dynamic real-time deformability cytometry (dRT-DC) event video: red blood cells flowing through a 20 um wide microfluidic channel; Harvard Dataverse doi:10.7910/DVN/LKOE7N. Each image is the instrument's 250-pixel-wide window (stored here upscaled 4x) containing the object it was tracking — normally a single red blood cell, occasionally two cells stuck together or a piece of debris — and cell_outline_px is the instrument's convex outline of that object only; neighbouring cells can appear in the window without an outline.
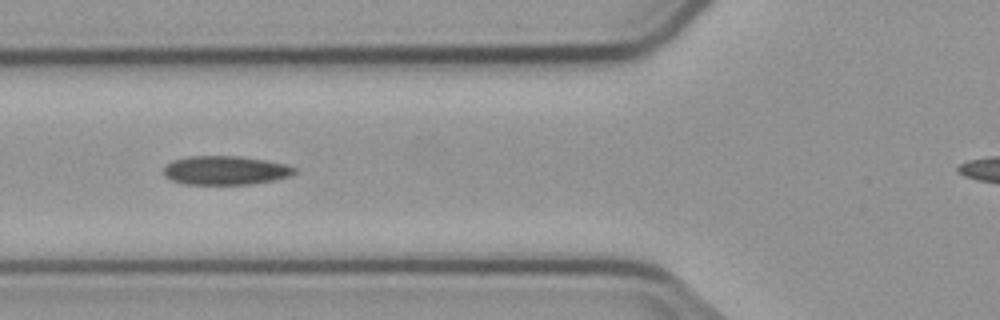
{"species": "common noctule bat (a hibernating species)", "species_latin": "Nyctalus noctula", "temperature_condition": "cold", "stored_images_in_passage": 8, "camera_frame_rate_fps": 3000, "um_per_image_px": 0.085, "animal": {"sex": "male", "body_mass_g": 23.1, "forearm_length_mm": 52.7}, "frame": {"image": 1, "passage_image": 4, "time_ms": 4.667, "image_size_px": [1000, 320], "cell_outline_px": [[296, 172], [288, 176], [272, 180], [252, 184], [184, 184], [172, 180], [164, 176], [164, 168], [172, 160], [188, 156], [240, 156], [264, 160], [284, 164], [296, 168]], "centroid_in_image_um": [19.12, 14.48], "position_along_channel_um": 106.7, "area_um2": 21.85}}
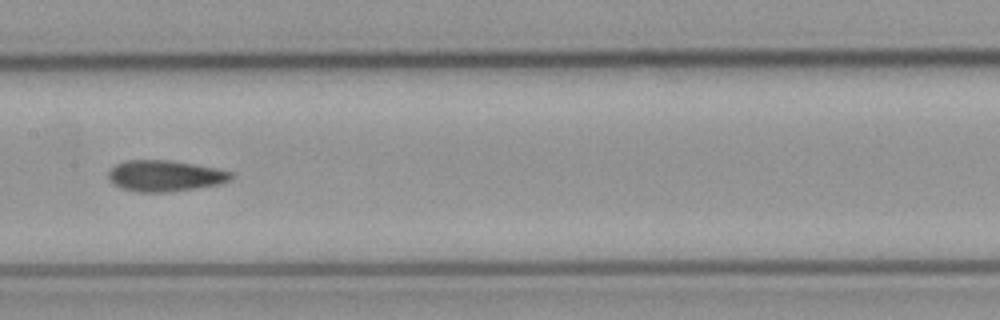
{"frame": {"image": 2, "passage_image": 6, "time_ms": 7.0, "image_size_px": [1000, 320], "cell_outline_px": [[236, 176], [232, 180], [220, 184], [196, 188], [168, 192], [136, 192], [120, 188], [112, 184], [108, 180], [108, 172], [116, 164], [124, 160], [168, 160], [216, 168], [232, 172]], "centroid_in_image_um": [14.02, 14.95], "position_along_channel_um": 193.4, "area_um2": 22.48}}
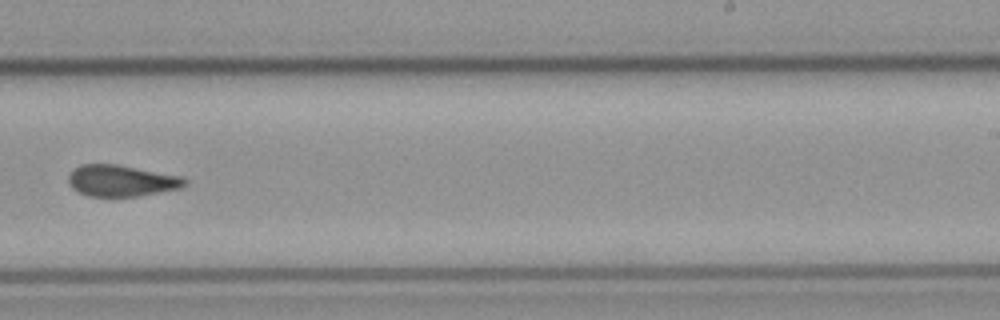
{"frame": {"image": 3, "passage_image": 8, "time_ms": 9.333, "image_size_px": [1000, 320], "cell_outline_px": [[188, 184], [184, 188], [136, 196], [88, 196], [72, 188], [68, 180], [68, 176], [72, 168], [80, 164], [116, 164], [180, 176], [188, 180]], "centroid_in_image_um": [10.32, 15.35], "position_along_channel_um": 278.7, "area_um2": 21.33}}